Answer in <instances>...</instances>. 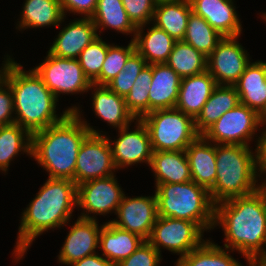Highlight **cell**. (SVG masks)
I'll list each match as a JSON object with an SVG mask.
<instances>
[{"label":"cell","instance_id":"cell-1","mask_svg":"<svg viewBox=\"0 0 266 266\" xmlns=\"http://www.w3.org/2000/svg\"><path fill=\"white\" fill-rule=\"evenodd\" d=\"M77 207V185L70 179L49 178L23 210L17 241L12 251L15 262L27 253L35 238L45 231L70 224Z\"/></svg>","mask_w":266,"mask_h":266},{"label":"cell","instance_id":"cell-2","mask_svg":"<svg viewBox=\"0 0 266 266\" xmlns=\"http://www.w3.org/2000/svg\"><path fill=\"white\" fill-rule=\"evenodd\" d=\"M67 110L69 113L60 122L32 134V157L49 173V178L75 182L76 159L82 142L89 134L103 131L95 130L81 117L79 106Z\"/></svg>","mask_w":266,"mask_h":266},{"label":"cell","instance_id":"cell-3","mask_svg":"<svg viewBox=\"0 0 266 266\" xmlns=\"http://www.w3.org/2000/svg\"><path fill=\"white\" fill-rule=\"evenodd\" d=\"M224 231V248L245 259L266 254V200L256 192L215 205L214 228Z\"/></svg>","mask_w":266,"mask_h":266},{"label":"cell","instance_id":"cell-4","mask_svg":"<svg viewBox=\"0 0 266 266\" xmlns=\"http://www.w3.org/2000/svg\"><path fill=\"white\" fill-rule=\"evenodd\" d=\"M8 84L13 93L15 123L31 134L60 122L69 113L65 109L61 116L56 114L59 101L33 68L26 71L16 63Z\"/></svg>","mask_w":266,"mask_h":266},{"label":"cell","instance_id":"cell-5","mask_svg":"<svg viewBox=\"0 0 266 266\" xmlns=\"http://www.w3.org/2000/svg\"><path fill=\"white\" fill-rule=\"evenodd\" d=\"M256 155L244 145L216 144V181L209 190L214 205L258 190Z\"/></svg>","mask_w":266,"mask_h":266},{"label":"cell","instance_id":"cell-6","mask_svg":"<svg viewBox=\"0 0 266 266\" xmlns=\"http://www.w3.org/2000/svg\"><path fill=\"white\" fill-rule=\"evenodd\" d=\"M158 216L195 222L204 232L214 229L215 205L209 191L194 181L159 184Z\"/></svg>","mask_w":266,"mask_h":266},{"label":"cell","instance_id":"cell-7","mask_svg":"<svg viewBox=\"0 0 266 266\" xmlns=\"http://www.w3.org/2000/svg\"><path fill=\"white\" fill-rule=\"evenodd\" d=\"M140 119L148 130L153 151H183L199 136L195 120L177 108L155 110Z\"/></svg>","mask_w":266,"mask_h":266},{"label":"cell","instance_id":"cell-8","mask_svg":"<svg viewBox=\"0 0 266 266\" xmlns=\"http://www.w3.org/2000/svg\"><path fill=\"white\" fill-rule=\"evenodd\" d=\"M261 116L248 106L239 103L225 112L202 136L219 145H244L250 147V141L259 131Z\"/></svg>","mask_w":266,"mask_h":266},{"label":"cell","instance_id":"cell-9","mask_svg":"<svg viewBox=\"0 0 266 266\" xmlns=\"http://www.w3.org/2000/svg\"><path fill=\"white\" fill-rule=\"evenodd\" d=\"M203 235L204 231L195 222L158 216L147 241L160 254L164 248L180 255L179 260L205 241Z\"/></svg>","mask_w":266,"mask_h":266},{"label":"cell","instance_id":"cell-10","mask_svg":"<svg viewBox=\"0 0 266 266\" xmlns=\"http://www.w3.org/2000/svg\"><path fill=\"white\" fill-rule=\"evenodd\" d=\"M43 61L33 69L58 101L61 93L81 95L91 89L92 83L84 74L78 59L62 58L47 52Z\"/></svg>","mask_w":266,"mask_h":266},{"label":"cell","instance_id":"cell-11","mask_svg":"<svg viewBox=\"0 0 266 266\" xmlns=\"http://www.w3.org/2000/svg\"><path fill=\"white\" fill-rule=\"evenodd\" d=\"M115 177L114 174L77 185V208L84 209L78 217L96 219V215L106 216L111 211L116 214L125 193Z\"/></svg>","mask_w":266,"mask_h":266},{"label":"cell","instance_id":"cell-12","mask_svg":"<svg viewBox=\"0 0 266 266\" xmlns=\"http://www.w3.org/2000/svg\"><path fill=\"white\" fill-rule=\"evenodd\" d=\"M115 170L108 136L89 134L78 151L75 184L114 175Z\"/></svg>","mask_w":266,"mask_h":266},{"label":"cell","instance_id":"cell-13","mask_svg":"<svg viewBox=\"0 0 266 266\" xmlns=\"http://www.w3.org/2000/svg\"><path fill=\"white\" fill-rule=\"evenodd\" d=\"M239 37H224L207 57V71L217 85H234L251 62Z\"/></svg>","mask_w":266,"mask_h":266},{"label":"cell","instance_id":"cell-14","mask_svg":"<svg viewBox=\"0 0 266 266\" xmlns=\"http://www.w3.org/2000/svg\"><path fill=\"white\" fill-rule=\"evenodd\" d=\"M136 129H130L131 124L118 130L115 140L108 138L113 163L116 169L132 166L134 164L146 163L150 165L153 149L148 130L141 119H136ZM130 130V131H129Z\"/></svg>","mask_w":266,"mask_h":266},{"label":"cell","instance_id":"cell-15","mask_svg":"<svg viewBox=\"0 0 266 266\" xmlns=\"http://www.w3.org/2000/svg\"><path fill=\"white\" fill-rule=\"evenodd\" d=\"M116 215L118 220H110L112 224L147 241L158 217L156 194L132 198L124 194Z\"/></svg>","mask_w":266,"mask_h":266},{"label":"cell","instance_id":"cell-16","mask_svg":"<svg viewBox=\"0 0 266 266\" xmlns=\"http://www.w3.org/2000/svg\"><path fill=\"white\" fill-rule=\"evenodd\" d=\"M103 224L99 226L97 219H83L78 217L70 226L58 254L61 264L72 265L87 256L96 254L99 247V237Z\"/></svg>","mask_w":266,"mask_h":266},{"label":"cell","instance_id":"cell-17","mask_svg":"<svg viewBox=\"0 0 266 266\" xmlns=\"http://www.w3.org/2000/svg\"><path fill=\"white\" fill-rule=\"evenodd\" d=\"M77 19V20H76ZM74 18L59 31L48 52L54 56L78 59L82 50L99 37L91 18Z\"/></svg>","mask_w":266,"mask_h":266},{"label":"cell","instance_id":"cell-18","mask_svg":"<svg viewBox=\"0 0 266 266\" xmlns=\"http://www.w3.org/2000/svg\"><path fill=\"white\" fill-rule=\"evenodd\" d=\"M192 12L204 18L224 37L240 36L242 24L234 0H189Z\"/></svg>","mask_w":266,"mask_h":266},{"label":"cell","instance_id":"cell-19","mask_svg":"<svg viewBox=\"0 0 266 266\" xmlns=\"http://www.w3.org/2000/svg\"><path fill=\"white\" fill-rule=\"evenodd\" d=\"M216 86L214 77L207 70L181 78L175 108L195 120Z\"/></svg>","mask_w":266,"mask_h":266},{"label":"cell","instance_id":"cell-20","mask_svg":"<svg viewBox=\"0 0 266 266\" xmlns=\"http://www.w3.org/2000/svg\"><path fill=\"white\" fill-rule=\"evenodd\" d=\"M192 181L208 191L216 181V144L199 135L186 149Z\"/></svg>","mask_w":266,"mask_h":266},{"label":"cell","instance_id":"cell-21","mask_svg":"<svg viewBox=\"0 0 266 266\" xmlns=\"http://www.w3.org/2000/svg\"><path fill=\"white\" fill-rule=\"evenodd\" d=\"M234 86L240 103L260 116L266 111V62H250Z\"/></svg>","mask_w":266,"mask_h":266},{"label":"cell","instance_id":"cell-22","mask_svg":"<svg viewBox=\"0 0 266 266\" xmlns=\"http://www.w3.org/2000/svg\"><path fill=\"white\" fill-rule=\"evenodd\" d=\"M92 107L95 115L114 128L121 129L136 118L127 109L125 98L112 92L107 86L92 84ZM94 92V93H93Z\"/></svg>","mask_w":266,"mask_h":266},{"label":"cell","instance_id":"cell-23","mask_svg":"<svg viewBox=\"0 0 266 266\" xmlns=\"http://www.w3.org/2000/svg\"><path fill=\"white\" fill-rule=\"evenodd\" d=\"M181 77L166 63L152 64L149 112L175 108Z\"/></svg>","mask_w":266,"mask_h":266},{"label":"cell","instance_id":"cell-24","mask_svg":"<svg viewBox=\"0 0 266 266\" xmlns=\"http://www.w3.org/2000/svg\"><path fill=\"white\" fill-rule=\"evenodd\" d=\"M139 235L121 229L109 220L103 223L99 237V249L102 256L115 266L130 257L143 243Z\"/></svg>","mask_w":266,"mask_h":266},{"label":"cell","instance_id":"cell-25","mask_svg":"<svg viewBox=\"0 0 266 266\" xmlns=\"http://www.w3.org/2000/svg\"><path fill=\"white\" fill-rule=\"evenodd\" d=\"M155 176V186L165 183L192 181L189 162L183 151H153L150 165Z\"/></svg>","mask_w":266,"mask_h":266},{"label":"cell","instance_id":"cell-26","mask_svg":"<svg viewBox=\"0 0 266 266\" xmlns=\"http://www.w3.org/2000/svg\"><path fill=\"white\" fill-rule=\"evenodd\" d=\"M145 26L148 27L143 25L136 30L133 39L136 51L146 60L147 64L166 63L176 40L155 24L151 25V28L148 27L146 33L143 31Z\"/></svg>","mask_w":266,"mask_h":266},{"label":"cell","instance_id":"cell-27","mask_svg":"<svg viewBox=\"0 0 266 266\" xmlns=\"http://www.w3.org/2000/svg\"><path fill=\"white\" fill-rule=\"evenodd\" d=\"M20 18L16 27L19 31L51 26L59 29L66 19L59 0H25Z\"/></svg>","mask_w":266,"mask_h":266},{"label":"cell","instance_id":"cell-28","mask_svg":"<svg viewBox=\"0 0 266 266\" xmlns=\"http://www.w3.org/2000/svg\"><path fill=\"white\" fill-rule=\"evenodd\" d=\"M239 103V96L234 85H217L195 119L197 133L202 135L225 112Z\"/></svg>","mask_w":266,"mask_h":266},{"label":"cell","instance_id":"cell-29","mask_svg":"<svg viewBox=\"0 0 266 266\" xmlns=\"http://www.w3.org/2000/svg\"><path fill=\"white\" fill-rule=\"evenodd\" d=\"M192 12L189 0L161 2L156 5L151 24L166 31L174 40H183L189 16Z\"/></svg>","mask_w":266,"mask_h":266},{"label":"cell","instance_id":"cell-30","mask_svg":"<svg viewBox=\"0 0 266 266\" xmlns=\"http://www.w3.org/2000/svg\"><path fill=\"white\" fill-rule=\"evenodd\" d=\"M21 151L32 158V134L17 123L0 126V171L2 173L8 172L11 161Z\"/></svg>","mask_w":266,"mask_h":266},{"label":"cell","instance_id":"cell-31","mask_svg":"<svg viewBox=\"0 0 266 266\" xmlns=\"http://www.w3.org/2000/svg\"><path fill=\"white\" fill-rule=\"evenodd\" d=\"M91 19L97 30L110 28L122 34H131L132 39L135 37L137 28L130 21L122 0H98Z\"/></svg>","mask_w":266,"mask_h":266},{"label":"cell","instance_id":"cell-32","mask_svg":"<svg viewBox=\"0 0 266 266\" xmlns=\"http://www.w3.org/2000/svg\"><path fill=\"white\" fill-rule=\"evenodd\" d=\"M230 250L206 239L199 247L175 262V266H243Z\"/></svg>","mask_w":266,"mask_h":266},{"label":"cell","instance_id":"cell-33","mask_svg":"<svg viewBox=\"0 0 266 266\" xmlns=\"http://www.w3.org/2000/svg\"><path fill=\"white\" fill-rule=\"evenodd\" d=\"M181 78L207 70V56L183 40L175 41L166 62Z\"/></svg>","mask_w":266,"mask_h":266},{"label":"cell","instance_id":"cell-34","mask_svg":"<svg viewBox=\"0 0 266 266\" xmlns=\"http://www.w3.org/2000/svg\"><path fill=\"white\" fill-rule=\"evenodd\" d=\"M223 38L224 36L216 31L204 18L191 12L183 39L184 42L208 57Z\"/></svg>","mask_w":266,"mask_h":266},{"label":"cell","instance_id":"cell-35","mask_svg":"<svg viewBox=\"0 0 266 266\" xmlns=\"http://www.w3.org/2000/svg\"><path fill=\"white\" fill-rule=\"evenodd\" d=\"M152 81V65L147 64L138 74L130 92L124 97L127 109L136 119L149 113V89Z\"/></svg>","mask_w":266,"mask_h":266},{"label":"cell","instance_id":"cell-36","mask_svg":"<svg viewBox=\"0 0 266 266\" xmlns=\"http://www.w3.org/2000/svg\"><path fill=\"white\" fill-rule=\"evenodd\" d=\"M135 51L136 48L133 39H131L130 43L125 47L117 46L114 43L110 44L100 75L92 84L106 86L120 71H122L127 59Z\"/></svg>","mask_w":266,"mask_h":266},{"label":"cell","instance_id":"cell-37","mask_svg":"<svg viewBox=\"0 0 266 266\" xmlns=\"http://www.w3.org/2000/svg\"><path fill=\"white\" fill-rule=\"evenodd\" d=\"M147 65L146 60L135 51L125 65L106 86L119 96L125 97L132 88L138 74Z\"/></svg>","mask_w":266,"mask_h":266},{"label":"cell","instance_id":"cell-38","mask_svg":"<svg viewBox=\"0 0 266 266\" xmlns=\"http://www.w3.org/2000/svg\"><path fill=\"white\" fill-rule=\"evenodd\" d=\"M109 45L99 36L85 47L78 57L80 66L91 83L100 75Z\"/></svg>","mask_w":266,"mask_h":266},{"label":"cell","instance_id":"cell-39","mask_svg":"<svg viewBox=\"0 0 266 266\" xmlns=\"http://www.w3.org/2000/svg\"><path fill=\"white\" fill-rule=\"evenodd\" d=\"M122 3L136 28L147 24L150 26L157 5L155 0H122Z\"/></svg>","mask_w":266,"mask_h":266},{"label":"cell","instance_id":"cell-40","mask_svg":"<svg viewBox=\"0 0 266 266\" xmlns=\"http://www.w3.org/2000/svg\"><path fill=\"white\" fill-rule=\"evenodd\" d=\"M161 259V254L148 241H144L130 257L116 266H160Z\"/></svg>","mask_w":266,"mask_h":266},{"label":"cell","instance_id":"cell-41","mask_svg":"<svg viewBox=\"0 0 266 266\" xmlns=\"http://www.w3.org/2000/svg\"><path fill=\"white\" fill-rule=\"evenodd\" d=\"M97 1L98 0H59L65 17L68 12L74 13V15L80 14L81 17L84 18H91L93 16L97 6Z\"/></svg>","mask_w":266,"mask_h":266},{"label":"cell","instance_id":"cell-42","mask_svg":"<svg viewBox=\"0 0 266 266\" xmlns=\"http://www.w3.org/2000/svg\"><path fill=\"white\" fill-rule=\"evenodd\" d=\"M13 93L7 84L0 90V126L15 123Z\"/></svg>","mask_w":266,"mask_h":266},{"label":"cell","instance_id":"cell-43","mask_svg":"<svg viewBox=\"0 0 266 266\" xmlns=\"http://www.w3.org/2000/svg\"><path fill=\"white\" fill-rule=\"evenodd\" d=\"M265 125V126H264ZM265 127L262 128L263 131L260 132L259 136H256L257 143H256V148L255 150V155H256V166L259 175H264L266 173V118L261 119L260 127Z\"/></svg>","mask_w":266,"mask_h":266},{"label":"cell","instance_id":"cell-44","mask_svg":"<svg viewBox=\"0 0 266 266\" xmlns=\"http://www.w3.org/2000/svg\"><path fill=\"white\" fill-rule=\"evenodd\" d=\"M70 266H115L111 261L99 254L87 256L79 261H76Z\"/></svg>","mask_w":266,"mask_h":266},{"label":"cell","instance_id":"cell-45","mask_svg":"<svg viewBox=\"0 0 266 266\" xmlns=\"http://www.w3.org/2000/svg\"><path fill=\"white\" fill-rule=\"evenodd\" d=\"M2 62L4 63H2V67L0 68V90L8 84L10 72L17 63L8 54Z\"/></svg>","mask_w":266,"mask_h":266},{"label":"cell","instance_id":"cell-46","mask_svg":"<svg viewBox=\"0 0 266 266\" xmlns=\"http://www.w3.org/2000/svg\"><path fill=\"white\" fill-rule=\"evenodd\" d=\"M249 266H266V254L247 258Z\"/></svg>","mask_w":266,"mask_h":266},{"label":"cell","instance_id":"cell-47","mask_svg":"<svg viewBox=\"0 0 266 266\" xmlns=\"http://www.w3.org/2000/svg\"><path fill=\"white\" fill-rule=\"evenodd\" d=\"M266 175V173H265ZM262 184H259L258 190L263 194V196L265 197L266 200V177L264 179L263 182H261Z\"/></svg>","mask_w":266,"mask_h":266},{"label":"cell","instance_id":"cell-48","mask_svg":"<svg viewBox=\"0 0 266 266\" xmlns=\"http://www.w3.org/2000/svg\"><path fill=\"white\" fill-rule=\"evenodd\" d=\"M175 1H180V0H155V2L158 4V3H161V2H175Z\"/></svg>","mask_w":266,"mask_h":266},{"label":"cell","instance_id":"cell-49","mask_svg":"<svg viewBox=\"0 0 266 266\" xmlns=\"http://www.w3.org/2000/svg\"><path fill=\"white\" fill-rule=\"evenodd\" d=\"M261 18L264 19V21H266V12L261 15Z\"/></svg>","mask_w":266,"mask_h":266},{"label":"cell","instance_id":"cell-50","mask_svg":"<svg viewBox=\"0 0 266 266\" xmlns=\"http://www.w3.org/2000/svg\"><path fill=\"white\" fill-rule=\"evenodd\" d=\"M261 118H266V111L261 115Z\"/></svg>","mask_w":266,"mask_h":266}]
</instances>
